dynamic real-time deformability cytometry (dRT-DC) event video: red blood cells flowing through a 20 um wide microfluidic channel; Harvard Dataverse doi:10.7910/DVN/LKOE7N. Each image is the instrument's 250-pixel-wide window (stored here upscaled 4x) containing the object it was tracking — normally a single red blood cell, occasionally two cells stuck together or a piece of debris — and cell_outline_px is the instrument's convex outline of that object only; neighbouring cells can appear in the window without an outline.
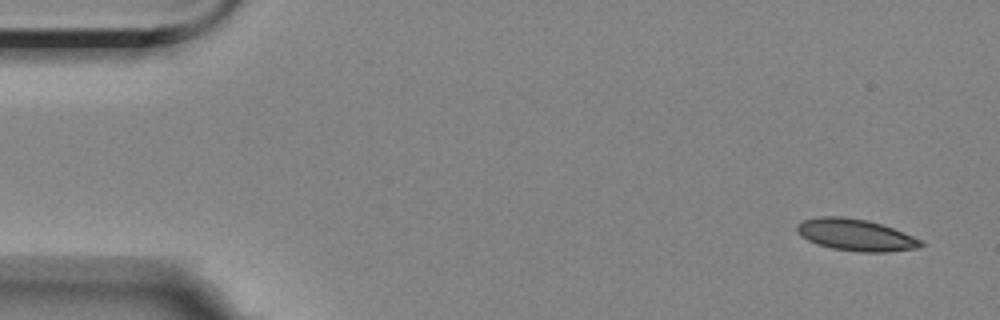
{"species": "Egyptian fruit bat (a non-hibernating species)", "species_latin": "Rousettus aegyptiacus", "temperature_condition": "room temperature", "stored_images_in_passage": 4, "camera_frame_rate_fps": 3000, "um_per_image_px": 0.085, "animal": {"sex": "female"}, "frame": {"image": 1, "passage_image": 1, "time_ms": 0.0, "image_size_px": [1000, 320], "cell_outline_px": [[924, 244], [920, 248], [884, 252], [860, 252], [832, 248], [816, 244], [800, 236], [796, 232], [796, 224], [804, 220], [820, 216], [844, 216], [868, 220], [892, 228], [912, 236], [920, 240]], "centroid_in_image_um": [72.69, 19.96], "position_along_channel_um": 12.3, "area_um2": 22.95}}
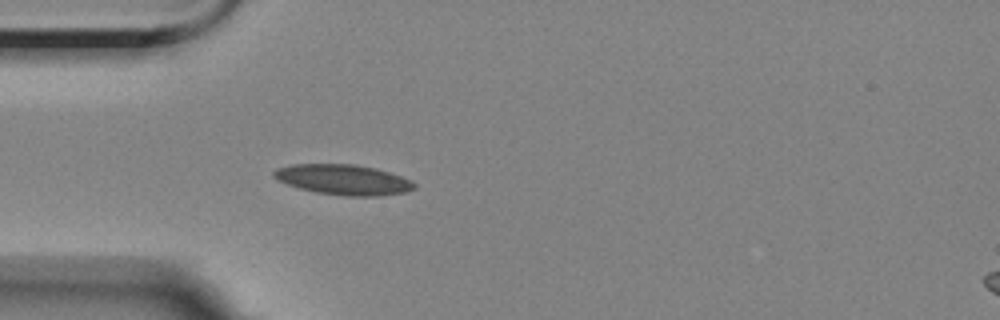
{"frame": {"image": 2, "passage_image": 4, "time_ms": 4.333, "image_size_px": [1000, 320], "cell_outline_px": [[416, 188], [408, 192], [380, 196], [344, 196], [316, 192], [300, 188], [276, 180], [272, 176], [272, 172], [276, 168], [292, 164], [356, 164], [376, 168], [412, 180], [416, 184]], "centroid_in_image_um": [29.19, 15.27], "position_along_channel_um": 55.8, "area_um2": 25.03}}